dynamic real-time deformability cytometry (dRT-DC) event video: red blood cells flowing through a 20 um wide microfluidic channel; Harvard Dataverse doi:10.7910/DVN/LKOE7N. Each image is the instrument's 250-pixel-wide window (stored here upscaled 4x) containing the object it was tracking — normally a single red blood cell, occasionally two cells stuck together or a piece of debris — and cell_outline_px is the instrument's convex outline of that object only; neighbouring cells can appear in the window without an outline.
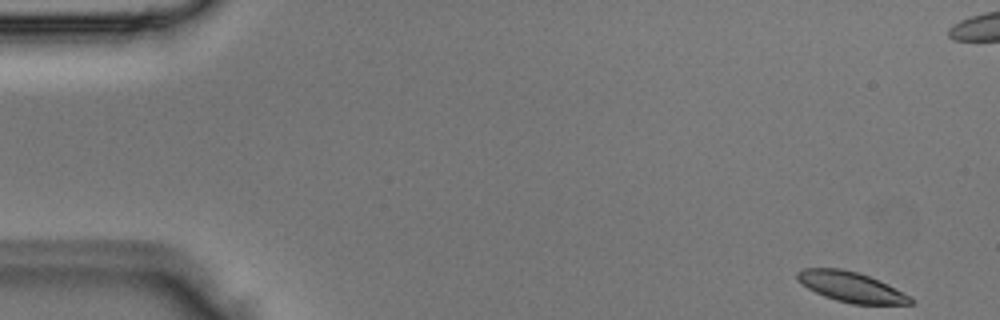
{"species": "Egyptian fruit bat (a non-hibernating species)", "species_latin": "Rousettus aegyptiacus", "temperature_condition": "room temperature", "stored_images_in_passage": 4, "camera_frame_rate_fps": 3000, "um_per_image_px": 0.085, "animal": {"sex": "male"}, "frame": {"image": 1, "passage_image": 1, "time_ms": 0.0, "image_size_px": [1000, 320], "cell_outline_px": [[916, 300], [912, 304], [852, 304], [836, 300], [824, 296], [808, 288], [796, 280], [796, 272], [800, 268], [840, 268], [856, 272], [868, 276], [888, 284], [912, 296]], "centroid_in_image_um": [72.35, 24.39], "position_along_channel_um": 12.6, "area_um2": 20.06}}
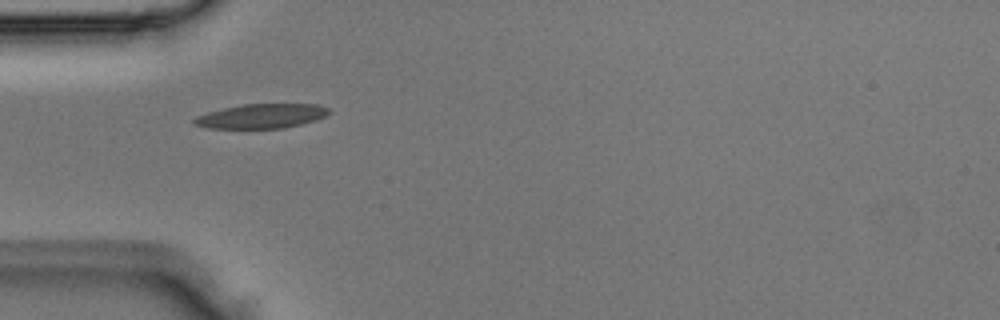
{"frame": {"image": 2, "passage_image": 3, "time_ms": 0.667, "image_size_px": [1000, 320], "cell_outline_px": [[332, 112], [316, 120], [284, 128], [208, 128], [192, 124], [192, 120], [196, 116], [208, 112], [224, 108], [244, 104], [316, 104], [328, 108]], "centroid_in_image_um": [22.21, 9.87], "position_along_channel_um": 62.8, "area_um2": 19.13}}
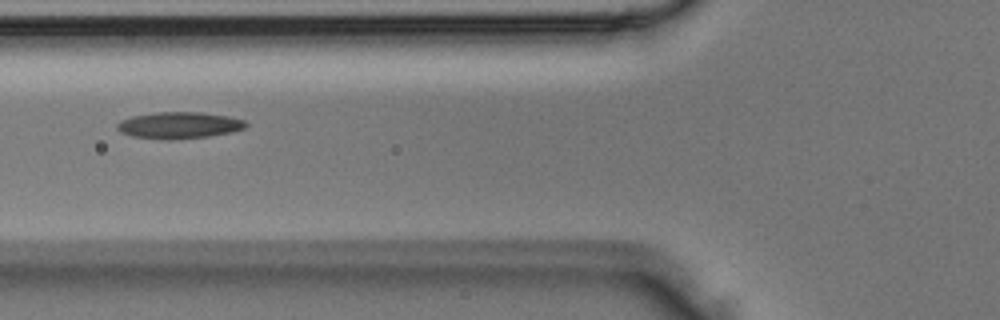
{"frame": {"image": 3, "passage_image": 4, "time_ms": 1.0, "image_size_px": [1000, 320], "cell_outline_px": [[248, 124], [244, 128], [232, 132], [208, 136], [176, 140], [160, 140], [132, 136], [120, 132], [116, 128], [116, 124], [120, 120], [132, 116], [156, 112], [200, 112], [228, 116], [244, 120]], "centroid_in_image_um": [15.19, 10.65], "position_along_channel_um": 110.6, "area_um2": 20.17}}